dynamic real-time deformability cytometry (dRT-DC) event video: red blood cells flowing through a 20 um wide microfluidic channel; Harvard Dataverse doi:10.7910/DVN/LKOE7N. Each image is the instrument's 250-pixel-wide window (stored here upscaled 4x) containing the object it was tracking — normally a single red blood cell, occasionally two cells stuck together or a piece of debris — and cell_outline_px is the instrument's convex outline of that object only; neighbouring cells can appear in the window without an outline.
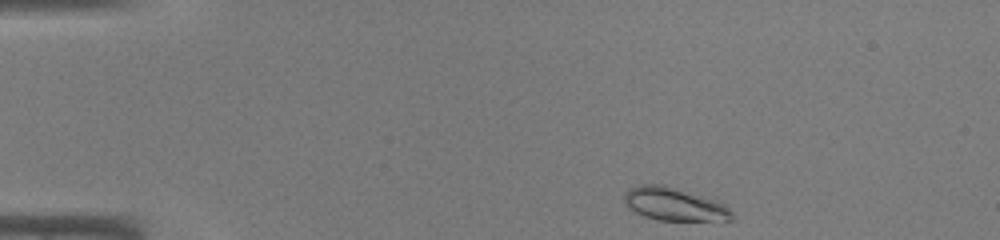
{"species": "common noctule bat (a hibernating species)", "species_latin": "Nyctalus noctula", "temperature_condition": "warm", "stored_images_in_passage": 39, "camera_frame_rate_fps": 3000, "um_per_image_px": 0.085, "animal": {"sex": "male", "body_mass_g": 19.0, "forearm_length_mm": 50.8}, "frame": {"image": 1, "passage_image": 1, "time_ms": 0.0, "image_size_px": [1000, 240], "cell_outline_px": [[736, 220], [656, 220], [644, 216], [628, 208], [624, 204], [624, 196], [628, 188], [636, 184], [664, 184], [720, 200], [732, 212]], "centroid_in_image_um": [57.32, 17.33], "position_along_channel_um": 27.7, "area_um2": 21.21}}
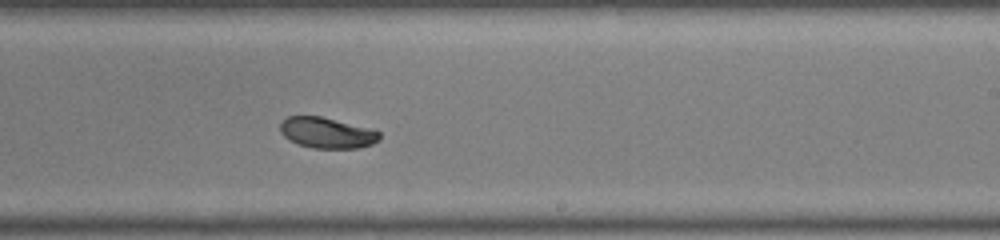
{"frame": {"image": 2, "passage_image": 22, "time_ms": 7.0, "image_size_px": [1000, 240], "cell_outline_px": [[380, 140], [372, 144], [356, 148], [312, 148], [296, 144], [288, 140], [280, 132], [280, 124], [288, 116], [320, 116], [376, 128], [380, 132]], "centroid_in_image_um": [27.83, 11.28], "position_along_channel_um": 261.2, "area_um2": 18.21}}
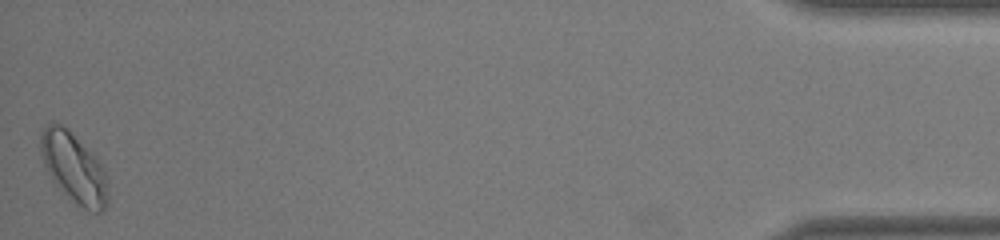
{"frame": {"image": 3, "passage_image": 39, "time_ms": 12.667, "image_size_px": [1000, 240], "cell_outline_px": [[108, 204], [100, 212], [88, 212], [76, 204], [52, 180], [44, 164], [40, 152], [40, 136], [44, 128], [48, 124], [60, 124], [68, 128], [104, 168], [108, 192]], "centroid_in_image_um": [6.28, 14.3], "position_along_channel_um": 428.9, "area_um2": 27.05}}